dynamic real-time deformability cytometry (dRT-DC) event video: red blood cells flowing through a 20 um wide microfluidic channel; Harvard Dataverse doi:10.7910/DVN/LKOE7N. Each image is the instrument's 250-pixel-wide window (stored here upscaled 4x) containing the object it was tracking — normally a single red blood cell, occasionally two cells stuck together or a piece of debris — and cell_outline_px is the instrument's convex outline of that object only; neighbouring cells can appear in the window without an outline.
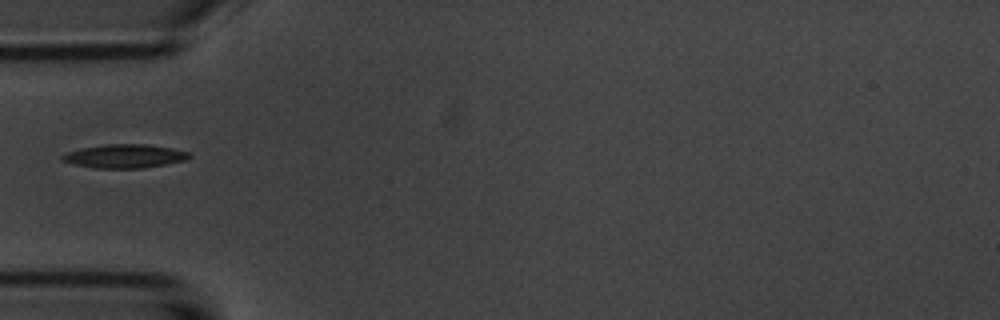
{"species": "common noctule bat (a hibernating species)", "species_latin": "Nyctalus noctula", "temperature_condition": "room temperature", "stored_images_in_passage": 22, "camera_frame_rate_fps": 3000, "um_per_image_px": 0.085, "animal": {"sex": "male", "body_mass_g": 20.1, "forearm_length_mm": 53.5}, "frame": {"image": 1, "passage_image": 1, "time_ms": 0.0, "image_size_px": [1000, 320], "cell_outline_px": [[192, 156], [188, 160], [144, 168], [92, 168], [72, 164], [60, 160], [60, 156], [68, 152], [80, 148], [108, 144], [148, 144], [172, 148], [188, 152]], "centroid_in_image_um": [10.59, 13.28], "position_along_channel_um": 74.4, "area_um2": 17.69}}
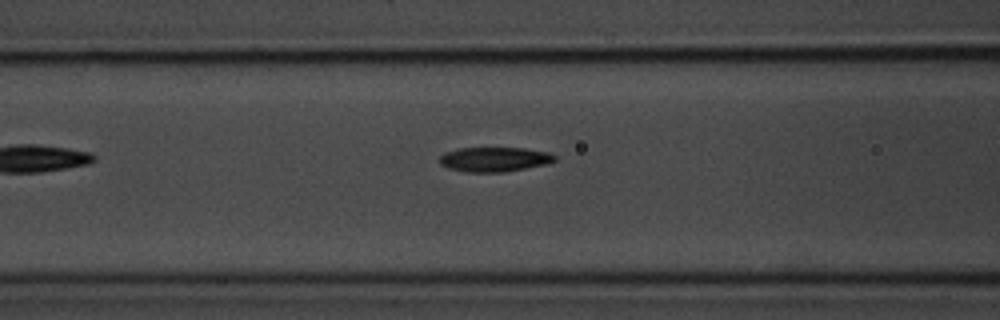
{"frame": {"image": 2, "passage_image": 5, "time_ms": 1.333, "image_size_px": [1000, 320], "cell_outline_px": [[556, 160], [548, 164], [504, 172], [468, 172], [448, 168], [440, 164], [440, 156], [444, 152], [456, 148], [524, 148], [548, 152], [556, 156]], "centroid_in_image_um": [42.02, 13.54], "position_along_channel_um": 124.6, "area_um2": 16.59}}
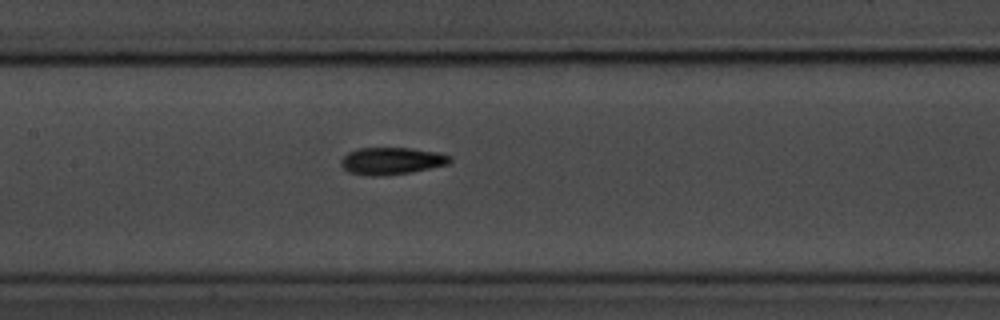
{"frame": {"image": 3, "passage_image": 9, "time_ms": 2.667, "image_size_px": [1000, 320], "cell_outline_px": [[452, 160], [448, 164], [412, 172], [388, 176], [368, 176], [348, 172], [340, 164], [340, 160], [348, 152], [360, 148], [412, 148], [440, 152], [452, 156]], "centroid_in_image_um": [33.3, 13.68], "position_along_channel_um": 174.1, "area_um2": 17.51}}